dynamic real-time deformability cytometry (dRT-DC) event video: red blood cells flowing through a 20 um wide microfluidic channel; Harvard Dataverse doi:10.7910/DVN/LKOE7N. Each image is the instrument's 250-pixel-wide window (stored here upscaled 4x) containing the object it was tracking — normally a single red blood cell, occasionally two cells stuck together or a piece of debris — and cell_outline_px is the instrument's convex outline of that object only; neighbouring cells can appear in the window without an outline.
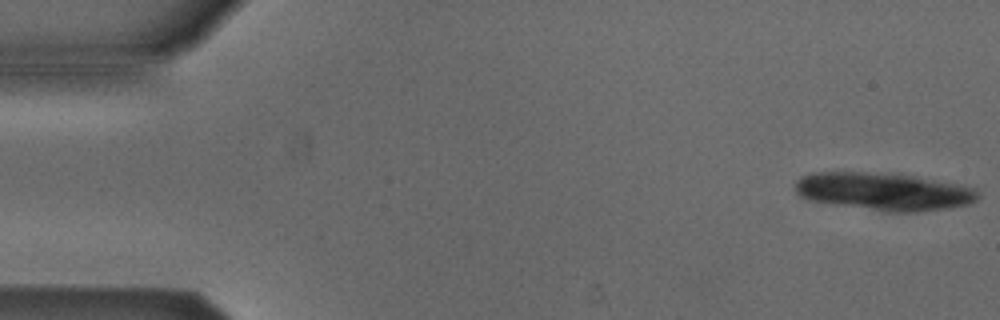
{"species": "Egyptian fruit bat (a non-hibernating species)", "species_latin": "Rousettus aegyptiacus", "temperature_condition": "cold", "stored_images_in_passage": 13, "camera_frame_rate_fps": 3000, "um_per_image_px": 0.085, "animal": {"sex": "male"}, "frame": {"image": 1, "passage_image": 1, "time_ms": 0.0, "image_size_px": [1000, 320], "cell_outline_px": [[980, 196], [976, 200], [968, 204], [948, 208], [920, 212], [884, 212], [812, 200], [800, 196], [796, 192], [796, 180], [800, 176], [812, 172], [864, 172], [912, 176], [976, 188]], "centroid_in_image_um": [75.11, 16.29], "position_along_channel_um": 9.9, "area_um2": 39.82}}